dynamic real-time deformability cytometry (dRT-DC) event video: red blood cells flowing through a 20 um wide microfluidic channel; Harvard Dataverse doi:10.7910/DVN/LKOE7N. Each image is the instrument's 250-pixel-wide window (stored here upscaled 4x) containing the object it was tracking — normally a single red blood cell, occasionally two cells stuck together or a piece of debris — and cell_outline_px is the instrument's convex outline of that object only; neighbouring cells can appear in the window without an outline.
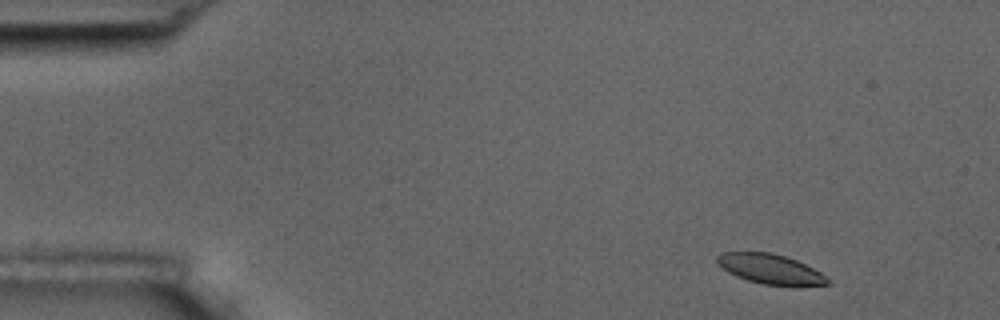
{"species": "common noctule bat (a hibernating species)", "species_latin": "Nyctalus noctula", "temperature_condition": "room temperature", "stored_images_in_passage": 14, "camera_frame_rate_fps": 3000, "um_per_image_px": 0.085, "animal": {"sex": "male", "body_mass_g": 17.5, "forearm_length_mm": 52.3}, "frame": {"image": 1, "passage_image": 1, "time_ms": 0.0, "image_size_px": [1000, 320], "cell_outline_px": [[832, 284], [764, 284], [748, 280], [736, 276], [728, 272], [716, 264], [716, 256], [720, 252], [772, 252], [796, 260], [820, 272]], "centroid_in_image_um": [65.37, 22.82], "position_along_channel_um": 19.6, "area_um2": 18.67}}
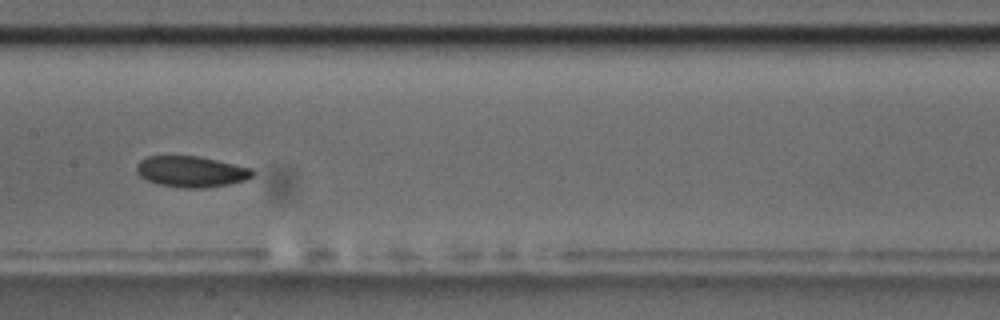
{"frame": {"image": 2, "passage_image": 7, "time_ms": 7.667, "image_size_px": [1000, 320], "cell_outline_px": [[256, 172], [252, 176], [244, 180], [228, 184], [204, 188], [180, 188], [160, 184], [148, 180], [140, 176], [136, 172], [136, 164], [140, 160], [148, 156], [196, 156], [216, 160], [252, 168]], "centroid_in_image_um": [16.24, 14.58], "position_along_channel_um": 191.2, "area_um2": 20.87}}
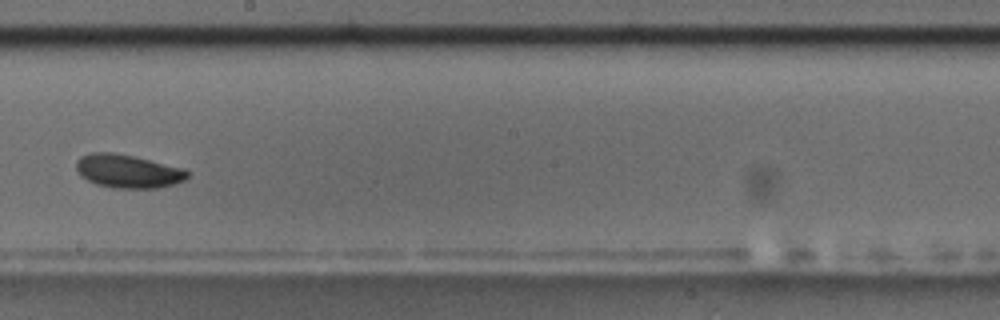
{"frame": {"image": 3, "passage_image": 8, "time_ms": 9.0, "image_size_px": [1000, 320], "cell_outline_px": [[188, 176], [184, 180], [160, 188], [112, 188], [96, 184], [80, 176], [76, 172], [76, 160], [80, 156], [92, 152], [112, 152], [132, 156], [184, 168], [188, 172]], "centroid_in_image_um": [10.82, 14.55], "position_along_channel_um": 237.4, "area_um2": 21.68}, "authors_computed_cell_mechanics": {"area_um2": 20.808, "velocity_mm_per_s": 3.4776, "shape_relaxation_time_tau1_ms": 2.6483, "shape_relaxation_time_tau2_ms": null, "deformation_change_tau1": 0.0783, "deformation_change_tau2": null}}